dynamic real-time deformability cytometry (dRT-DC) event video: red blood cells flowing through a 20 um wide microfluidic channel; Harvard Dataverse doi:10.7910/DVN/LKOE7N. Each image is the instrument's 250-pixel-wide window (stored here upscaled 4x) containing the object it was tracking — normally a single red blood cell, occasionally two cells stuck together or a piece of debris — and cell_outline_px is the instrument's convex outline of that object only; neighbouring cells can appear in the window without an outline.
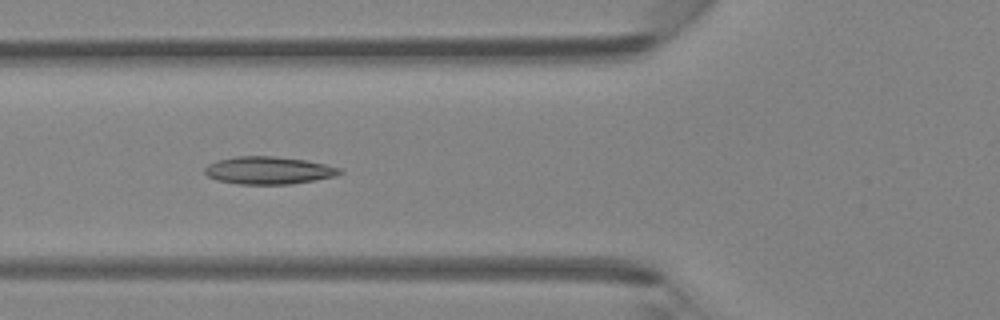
{"species": "Egyptian fruit bat (a non-hibernating species)", "species_latin": "Rousettus aegyptiacus", "temperature_condition": "room temperature", "stored_images_in_passage": 5, "camera_frame_rate_fps": 3000, "um_per_image_px": 0.085, "animal": {"sex": "female"}, "frame": {"image": 1, "passage_image": 4, "time_ms": 1.0, "image_size_px": [1000, 320], "cell_outline_px": [[344, 172], [336, 176], [292, 184], [240, 184], [216, 180], [208, 176], [204, 172], [204, 168], [208, 164], [216, 160], [236, 156], [272, 156], [308, 160], [340, 168]], "centroid_in_image_um": [22.82, 14.48], "position_along_channel_um": 103.0, "area_um2": 21.79}}
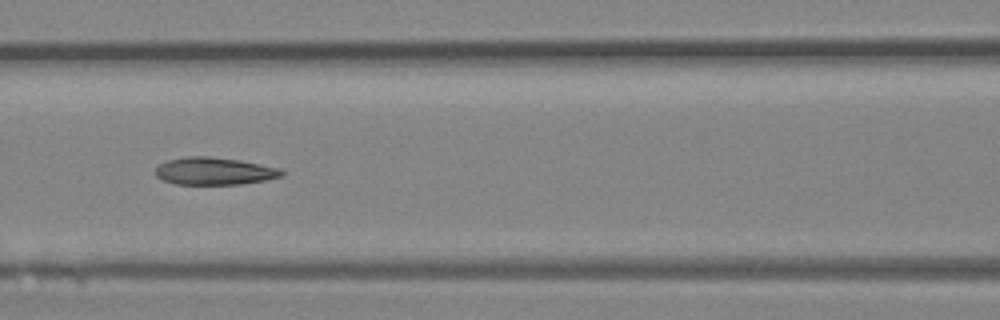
{"frame": {"image": 2, "passage_image": 5, "time_ms": 1.333, "image_size_px": [1000, 320], "cell_outline_px": [[284, 176], [264, 180], [240, 184], [176, 184], [164, 180], [156, 176], [156, 168], [160, 164], [168, 160], [188, 156], [208, 156], [240, 160], [280, 168], [284, 172]], "centroid_in_image_um": [18.24, 14.54], "position_along_channel_um": 148.4, "area_um2": 20.06}}